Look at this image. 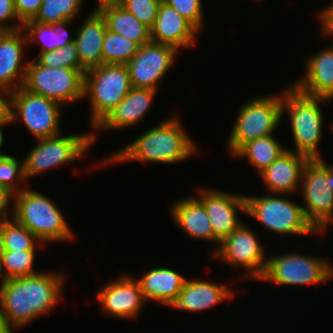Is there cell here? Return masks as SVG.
Segmentation results:
<instances>
[{
  "label": "cell",
  "mask_w": 333,
  "mask_h": 333,
  "mask_svg": "<svg viewBox=\"0 0 333 333\" xmlns=\"http://www.w3.org/2000/svg\"><path fill=\"white\" fill-rule=\"evenodd\" d=\"M17 19L18 24L9 23ZM23 28V23L19 20L14 5V0H0V32L15 31Z\"/></svg>",
  "instance_id": "obj_37"
},
{
  "label": "cell",
  "mask_w": 333,
  "mask_h": 333,
  "mask_svg": "<svg viewBox=\"0 0 333 333\" xmlns=\"http://www.w3.org/2000/svg\"><path fill=\"white\" fill-rule=\"evenodd\" d=\"M328 183L333 193V164L328 165Z\"/></svg>",
  "instance_id": "obj_43"
},
{
  "label": "cell",
  "mask_w": 333,
  "mask_h": 333,
  "mask_svg": "<svg viewBox=\"0 0 333 333\" xmlns=\"http://www.w3.org/2000/svg\"><path fill=\"white\" fill-rule=\"evenodd\" d=\"M35 60L42 66L54 68L62 67L76 70H84L80 66L79 55L75 42L55 49L53 51L38 53Z\"/></svg>",
  "instance_id": "obj_33"
},
{
  "label": "cell",
  "mask_w": 333,
  "mask_h": 333,
  "mask_svg": "<svg viewBox=\"0 0 333 333\" xmlns=\"http://www.w3.org/2000/svg\"><path fill=\"white\" fill-rule=\"evenodd\" d=\"M95 132L63 135L37 139V144L23 158L25 177L29 178L44 171L83 158L97 139Z\"/></svg>",
  "instance_id": "obj_8"
},
{
  "label": "cell",
  "mask_w": 333,
  "mask_h": 333,
  "mask_svg": "<svg viewBox=\"0 0 333 333\" xmlns=\"http://www.w3.org/2000/svg\"><path fill=\"white\" fill-rule=\"evenodd\" d=\"M0 225V251L36 250L45 245L13 217ZM38 245V246H37Z\"/></svg>",
  "instance_id": "obj_29"
},
{
  "label": "cell",
  "mask_w": 333,
  "mask_h": 333,
  "mask_svg": "<svg viewBox=\"0 0 333 333\" xmlns=\"http://www.w3.org/2000/svg\"><path fill=\"white\" fill-rule=\"evenodd\" d=\"M3 127H5V126H0V149L4 142V134H3L4 132L2 130ZM7 156H8V154L0 152V159L5 158Z\"/></svg>",
  "instance_id": "obj_44"
},
{
  "label": "cell",
  "mask_w": 333,
  "mask_h": 333,
  "mask_svg": "<svg viewBox=\"0 0 333 333\" xmlns=\"http://www.w3.org/2000/svg\"><path fill=\"white\" fill-rule=\"evenodd\" d=\"M169 210L175 224L189 237L213 243L210 219L203 203L196 196L178 199L170 205Z\"/></svg>",
  "instance_id": "obj_25"
},
{
  "label": "cell",
  "mask_w": 333,
  "mask_h": 333,
  "mask_svg": "<svg viewBox=\"0 0 333 333\" xmlns=\"http://www.w3.org/2000/svg\"><path fill=\"white\" fill-rule=\"evenodd\" d=\"M269 256L265 271L258 281L285 286H303L326 283V280L333 277V265L326 258L306 256L295 251Z\"/></svg>",
  "instance_id": "obj_9"
},
{
  "label": "cell",
  "mask_w": 333,
  "mask_h": 333,
  "mask_svg": "<svg viewBox=\"0 0 333 333\" xmlns=\"http://www.w3.org/2000/svg\"><path fill=\"white\" fill-rule=\"evenodd\" d=\"M139 47L137 43L107 29L102 45L103 64L126 65Z\"/></svg>",
  "instance_id": "obj_31"
},
{
  "label": "cell",
  "mask_w": 333,
  "mask_h": 333,
  "mask_svg": "<svg viewBox=\"0 0 333 333\" xmlns=\"http://www.w3.org/2000/svg\"><path fill=\"white\" fill-rule=\"evenodd\" d=\"M42 0H14L16 14L24 24L33 19L41 6Z\"/></svg>",
  "instance_id": "obj_38"
},
{
  "label": "cell",
  "mask_w": 333,
  "mask_h": 333,
  "mask_svg": "<svg viewBox=\"0 0 333 333\" xmlns=\"http://www.w3.org/2000/svg\"><path fill=\"white\" fill-rule=\"evenodd\" d=\"M27 37L23 29L0 32V87L14 91L23 86L27 63H23Z\"/></svg>",
  "instance_id": "obj_17"
},
{
  "label": "cell",
  "mask_w": 333,
  "mask_h": 333,
  "mask_svg": "<svg viewBox=\"0 0 333 333\" xmlns=\"http://www.w3.org/2000/svg\"><path fill=\"white\" fill-rule=\"evenodd\" d=\"M100 13L108 30L128 38L139 46L151 42V29L121 5L104 8Z\"/></svg>",
  "instance_id": "obj_26"
},
{
  "label": "cell",
  "mask_w": 333,
  "mask_h": 333,
  "mask_svg": "<svg viewBox=\"0 0 333 333\" xmlns=\"http://www.w3.org/2000/svg\"><path fill=\"white\" fill-rule=\"evenodd\" d=\"M137 280L146 301L154 300L172 308L187 278L170 268L155 267Z\"/></svg>",
  "instance_id": "obj_24"
},
{
  "label": "cell",
  "mask_w": 333,
  "mask_h": 333,
  "mask_svg": "<svg viewBox=\"0 0 333 333\" xmlns=\"http://www.w3.org/2000/svg\"><path fill=\"white\" fill-rule=\"evenodd\" d=\"M60 103L33 94L23 87L11 92V123L18 119L36 139L60 134Z\"/></svg>",
  "instance_id": "obj_12"
},
{
  "label": "cell",
  "mask_w": 333,
  "mask_h": 333,
  "mask_svg": "<svg viewBox=\"0 0 333 333\" xmlns=\"http://www.w3.org/2000/svg\"><path fill=\"white\" fill-rule=\"evenodd\" d=\"M157 92L156 90L132 87L124 99L94 128L95 132L138 125L145 118V114H148Z\"/></svg>",
  "instance_id": "obj_20"
},
{
  "label": "cell",
  "mask_w": 333,
  "mask_h": 333,
  "mask_svg": "<svg viewBox=\"0 0 333 333\" xmlns=\"http://www.w3.org/2000/svg\"><path fill=\"white\" fill-rule=\"evenodd\" d=\"M279 143L273 135L260 137L244 144L233 155V158H248L249 162L258 169L260 174L288 149Z\"/></svg>",
  "instance_id": "obj_28"
},
{
  "label": "cell",
  "mask_w": 333,
  "mask_h": 333,
  "mask_svg": "<svg viewBox=\"0 0 333 333\" xmlns=\"http://www.w3.org/2000/svg\"><path fill=\"white\" fill-rule=\"evenodd\" d=\"M277 195V193L265 196L245 195V214L275 234L300 236L320 234L306 219L302 205L287 199L285 196L288 194Z\"/></svg>",
  "instance_id": "obj_7"
},
{
  "label": "cell",
  "mask_w": 333,
  "mask_h": 333,
  "mask_svg": "<svg viewBox=\"0 0 333 333\" xmlns=\"http://www.w3.org/2000/svg\"><path fill=\"white\" fill-rule=\"evenodd\" d=\"M173 7L179 15L189 21L199 32L203 28V4L201 0H162Z\"/></svg>",
  "instance_id": "obj_36"
},
{
  "label": "cell",
  "mask_w": 333,
  "mask_h": 333,
  "mask_svg": "<svg viewBox=\"0 0 333 333\" xmlns=\"http://www.w3.org/2000/svg\"><path fill=\"white\" fill-rule=\"evenodd\" d=\"M199 31L171 6L160 3L158 15L151 28V41L174 47L190 49L196 43Z\"/></svg>",
  "instance_id": "obj_18"
},
{
  "label": "cell",
  "mask_w": 333,
  "mask_h": 333,
  "mask_svg": "<svg viewBox=\"0 0 333 333\" xmlns=\"http://www.w3.org/2000/svg\"><path fill=\"white\" fill-rule=\"evenodd\" d=\"M132 88L124 64H101L85 71L84 98L88 97L94 129Z\"/></svg>",
  "instance_id": "obj_6"
},
{
  "label": "cell",
  "mask_w": 333,
  "mask_h": 333,
  "mask_svg": "<svg viewBox=\"0 0 333 333\" xmlns=\"http://www.w3.org/2000/svg\"><path fill=\"white\" fill-rule=\"evenodd\" d=\"M282 117V92L253 97L238 111L227 139V151L233 157L247 142L273 135Z\"/></svg>",
  "instance_id": "obj_5"
},
{
  "label": "cell",
  "mask_w": 333,
  "mask_h": 333,
  "mask_svg": "<svg viewBox=\"0 0 333 333\" xmlns=\"http://www.w3.org/2000/svg\"><path fill=\"white\" fill-rule=\"evenodd\" d=\"M161 2L162 0H123L121 6L151 29Z\"/></svg>",
  "instance_id": "obj_35"
},
{
  "label": "cell",
  "mask_w": 333,
  "mask_h": 333,
  "mask_svg": "<svg viewBox=\"0 0 333 333\" xmlns=\"http://www.w3.org/2000/svg\"><path fill=\"white\" fill-rule=\"evenodd\" d=\"M309 159L287 149L268 168L262 171L260 179L271 194H289L298 192L300 188L302 169Z\"/></svg>",
  "instance_id": "obj_21"
},
{
  "label": "cell",
  "mask_w": 333,
  "mask_h": 333,
  "mask_svg": "<svg viewBox=\"0 0 333 333\" xmlns=\"http://www.w3.org/2000/svg\"><path fill=\"white\" fill-rule=\"evenodd\" d=\"M178 53L172 46L152 41L140 46L126 64L132 87L157 91Z\"/></svg>",
  "instance_id": "obj_14"
},
{
  "label": "cell",
  "mask_w": 333,
  "mask_h": 333,
  "mask_svg": "<svg viewBox=\"0 0 333 333\" xmlns=\"http://www.w3.org/2000/svg\"><path fill=\"white\" fill-rule=\"evenodd\" d=\"M35 251H0L1 268L6 280L40 273L34 268Z\"/></svg>",
  "instance_id": "obj_32"
},
{
  "label": "cell",
  "mask_w": 333,
  "mask_h": 333,
  "mask_svg": "<svg viewBox=\"0 0 333 333\" xmlns=\"http://www.w3.org/2000/svg\"><path fill=\"white\" fill-rule=\"evenodd\" d=\"M84 0H42L32 19L42 24H55L64 20L74 21Z\"/></svg>",
  "instance_id": "obj_30"
},
{
  "label": "cell",
  "mask_w": 333,
  "mask_h": 333,
  "mask_svg": "<svg viewBox=\"0 0 333 333\" xmlns=\"http://www.w3.org/2000/svg\"><path fill=\"white\" fill-rule=\"evenodd\" d=\"M74 36L80 66L85 70L103 64L102 45L107 24L100 12H91L83 20Z\"/></svg>",
  "instance_id": "obj_23"
},
{
  "label": "cell",
  "mask_w": 333,
  "mask_h": 333,
  "mask_svg": "<svg viewBox=\"0 0 333 333\" xmlns=\"http://www.w3.org/2000/svg\"><path fill=\"white\" fill-rule=\"evenodd\" d=\"M305 73L294 83L299 92L333 100V43L305 60Z\"/></svg>",
  "instance_id": "obj_19"
},
{
  "label": "cell",
  "mask_w": 333,
  "mask_h": 333,
  "mask_svg": "<svg viewBox=\"0 0 333 333\" xmlns=\"http://www.w3.org/2000/svg\"><path fill=\"white\" fill-rule=\"evenodd\" d=\"M65 279V274L53 271L7 279L0 288V325L16 330L54 310Z\"/></svg>",
  "instance_id": "obj_1"
},
{
  "label": "cell",
  "mask_w": 333,
  "mask_h": 333,
  "mask_svg": "<svg viewBox=\"0 0 333 333\" xmlns=\"http://www.w3.org/2000/svg\"><path fill=\"white\" fill-rule=\"evenodd\" d=\"M258 235L246 224H241L235 231L224 238L214 250L216 259L230 265V267H243L247 270L244 278L259 280L266 268L267 252L260 243Z\"/></svg>",
  "instance_id": "obj_13"
},
{
  "label": "cell",
  "mask_w": 333,
  "mask_h": 333,
  "mask_svg": "<svg viewBox=\"0 0 333 333\" xmlns=\"http://www.w3.org/2000/svg\"><path fill=\"white\" fill-rule=\"evenodd\" d=\"M196 197L203 203L212 225L213 243L217 244L241 224L238 210L246 213L245 195L231 194L214 188H199Z\"/></svg>",
  "instance_id": "obj_15"
},
{
  "label": "cell",
  "mask_w": 333,
  "mask_h": 333,
  "mask_svg": "<svg viewBox=\"0 0 333 333\" xmlns=\"http://www.w3.org/2000/svg\"><path fill=\"white\" fill-rule=\"evenodd\" d=\"M10 124H12L11 91L0 87V126H9Z\"/></svg>",
  "instance_id": "obj_39"
},
{
  "label": "cell",
  "mask_w": 333,
  "mask_h": 333,
  "mask_svg": "<svg viewBox=\"0 0 333 333\" xmlns=\"http://www.w3.org/2000/svg\"><path fill=\"white\" fill-rule=\"evenodd\" d=\"M12 331V329H8L0 325V333H13Z\"/></svg>",
  "instance_id": "obj_46"
},
{
  "label": "cell",
  "mask_w": 333,
  "mask_h": 333,
  "mask_svg": "<svg viewBox=\"0 0 333 333\" xmlns=\"http://www.w3.org/2000/svg\"><path fill=\"white\" fill-rule=\"evenodd\" d=\"M23 181H27L24 171V161L20 162L18 158L10 155L0 159L1 186H4L14 195L24 189L22 185L21 187L18 186Z\"/></svg>",
  "instance_id": "obj_34"
},
{
  "label": "cell",
  "mask_w": 333,
  "mask_h": 333,
  "mask_svg": "<svg viewBox=\"0 0 333 333\" xmlns=\"http://www.w3.org/2000/svg\"><path fill=\"white\" fill-rule=\"evenodd\" d=\"M234 294V290L232 291L226 285L189 278L172 307L181 311L199 312L214 307L226 299H231Z\"/></svg>",
  "instance_id": "obj_22"
},
{
  "label": "cell",
  "mask_w": 333,
  "mask_h": 333,
  "mask_svg": "<svg viewBox=\"0 0 333 333\" xmlns=\"http://www.w3.org/2000/svg\"><path fill=\"white\" fill-rule=\"evenodd\" d=\"M118 276L96 293L104 313L118 319L136 318L146 300L140 284L132 275Z\"/></svg>",
  "instance_id": "obj_16"
},
{
  "label": "cell",
  "mask_w": 333,
  "mask_h": 333,
  "mask_svg": "<svg viewBox=\"0 0 333 333\" xmlns=\"http://www.w3.org/2000/svg\"><path fill=\"white\" fill-rule=\"evenodd\" d=\"M12 198L13 194L4 186L0 185V225L5 221L10 220L8 210L10 209V203H13Z\"/></svg>",
  "instance_id": "obj_40"
},
{
  "label": "cell",
  "mask_w": 333,
  "mask_h": 333,
  "mask_svg": "<svg viewBox=\"0 0 333 333\" xmlns=\"http://www.w3.org/2000/svg\"><path fill=\"white\" fill-rule=\"evenodd\" d=\"M319 20L322 24V33L325 36H333V2L323 11L319 12Z\"/></svg>",
  "instance_id": "obj_41"
},
{
  "label": "cell",
  "mask_w": 333,
  "mask_h": 333,
  "mask_svg": "<svg viewBox=\"0 0 333 333\" xmlns=\"http://www.w3.org/2000/svg\"><path fill=\"white\" fill-rule=\"evenodd\" d=\"M0 279H1L0 280V288H1L2 284L6 281V278H5V276L2 272V268H1V261H0Z\"/></svg>",
  "instance_id": "obj_45"
},
{
  "label": "cell",
  "mask_w": 333,
  "mask_h": 333,
  "mask_svg": "<svg viewBox=\"0 0 333 333\" xmlns=\"http://www.w3.org/2000/svg\"><path fill=\"white\" fill-rule=\"evenodd\" d=\"M282 91V115L287 112L293 136L294 152L304 155L309 160L320 159L318 144L323 135L321 103L331 100L312 97L299 92L292 84Z\"/></svg>",
  "instance_id": "obj_3"
},
{
  "label": "cell",
  "mask_w": 333,
  "mask_h": 333,
  "mask_svg": "<svg viewBox=\"0 0 333 333\" xmlns=\"http://www.w3.org/2000/svg\"><path fill=\"white\" fill-rule=\"evenodd\" d=\"M12 217L41 242L53 243L74 238V232L52 199L24 188L13 195Z\"/></svg>",
  "instance_id": "obj_4"
},
{
  "label": "cell",
  "mask_w": 333,
  "mask_h": 333,
  "mask_svg": "<svg viewBox=\"0 0 333 333\" xmlns=\"http://www.w3.org/2000/svg\"><path fill=\"white\" fill-rule=\"evenodd\" d=\"M197 150V144L187 135L180 119L174 114L146 130L119 151L102 159L99 165H115L127 161L174 164L195 155Z\"/></svg>",
  "instance_id": "obj_2"
},
{
  "label": "cell",
  "mask_w": 333,
  "mask_h": 333,
  "mask_svg": "<svg viewBox=\"0 0 333 333\" xmlns=\"http://www.w3.org/2000/svg\"><path fill=\"white\" fill-rule=\"evenodd\" d=\"M73 23L64 20L55 24H42L28 20L23 24V30L27 37L28 46L37 41H41L42 47L39 53L53 51L74 42L75 37H71L65 26Z\"/></svg>",
  "instance_id": "obj_27"
},
{
  "label": "cell",
  "mask_w": 333,
  "mask_h": 333,
  "mask_svg": "<svg viewBox=\"0 0 333 333\" xmlns=\"http://www.w3.org/2000/svg\"><path fill=\"white\" fill-rule=\"evenodd\" d=\"M123 0H98V4L92 12H100L102 9L107 7L119 6L121 5Z\"/></svg>",
  "instance_id": "obj_42"
},
{
  "label": "cell",
  "mask_w": 333,
  "mask_h": 333,
  "mask_svg": "<svg viewBox=\"0 0 333 333\" xmlns=\"http://www.w3.org/2000/svg\"><path fill=\"white\" fill-rule=\"evenodd\" d=\"M84 74L85 70L50 68L31 60L22 87L64 106L84 99Z\"/></svg>",
  "instance_id": "obj_10"
},
{
  "label": "cell",
  "mask_w": 333,
  "mask_h": 333,
  "mask_svg": "<svg viewBox=\"0 0 333 333\" xmlns=\"http://www.w3.org/2000/svg\"><path fill=\"white\" fill-rule=\"evenodd\" d=\"M299 192L303 213L320 233L333 223V193L328 183V164L320 159L308 160L302 169Z\"/></svg>",
  "instance_id": "obj_11"
}]
</instances>
